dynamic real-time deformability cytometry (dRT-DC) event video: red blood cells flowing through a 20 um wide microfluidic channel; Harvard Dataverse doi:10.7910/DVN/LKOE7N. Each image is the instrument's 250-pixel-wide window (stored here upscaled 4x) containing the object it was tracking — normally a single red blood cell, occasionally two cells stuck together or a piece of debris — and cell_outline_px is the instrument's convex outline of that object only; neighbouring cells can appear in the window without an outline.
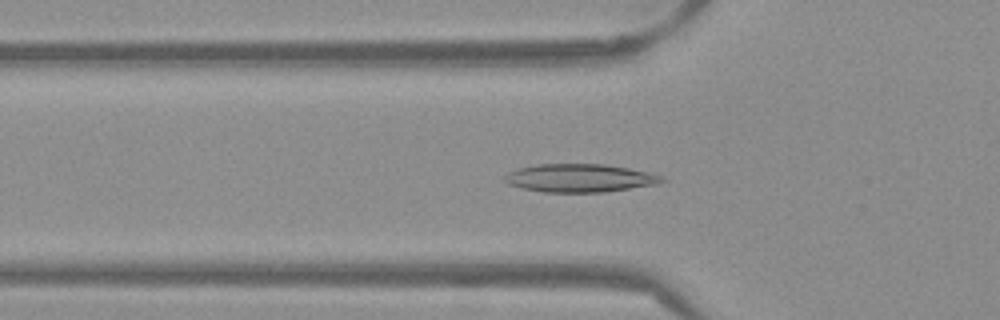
{"species": "Egyptian fruit bat (a non-hibernating species)", "species_latin": "Rousettus aegyptiacus", "temperature_condition": "warm", "stored_images_in_passage": 52, "camera_frame_rate_fps": 3000, "um_per_image_px": 0.085, "frame": {"image": 1, "passage_image": 17, "time_ms": 5.333, "image_size_px": [1000, 320], "cell_outline_px": [[668, 180], [660, 184], [604, 192], [544, 192], [520, 188], [508, 184], [504, 180], [504, 176], [508, 172], [516, 168], [536, 164], [604, 164], [628, 168], [648, 172], [664, 176]], "centroid_in_image_um": [49.3, 15.13], "position_along_channel_um": 76.5, "area_um2": 26.13}}
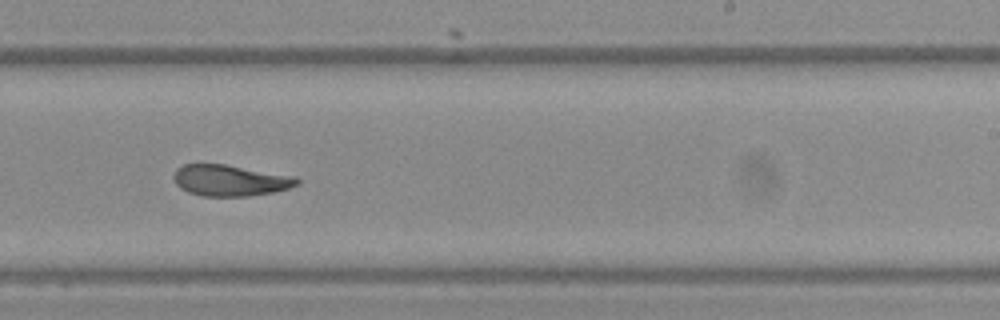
{"frame": {"image": 2, "passage_image": 32, "time_ms": 10.333, "image_size_px": [1000, 320], "cell_outline_px": [[300, 184], [288, 188], [272, 192], [248, 196], [204, 196], [188, 192], [180, 188], [176, 184], [172, 176], [176, 168], [184, 164], [224, 164], [296, 176], [300, 180]], "centroid_in_image_um": [19.55, 15.33], "position_along_channel_um": 269.4, "area_um2": 22.48}}
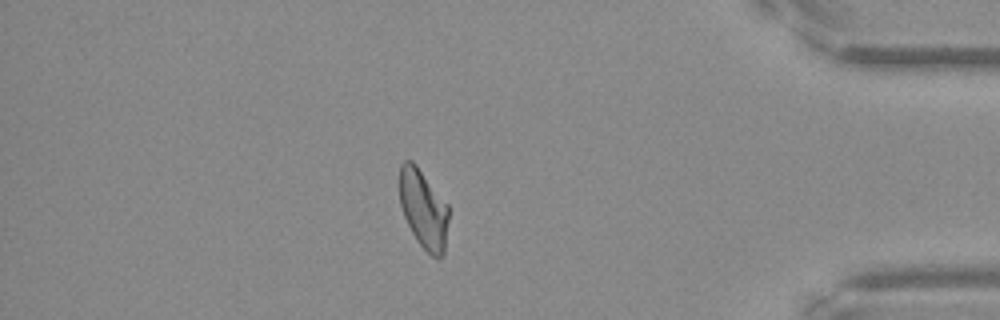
{"frame": {"image": 3, "passage_image": 45, "time_ms": 14.667, "image_size_px": [1000, 320], "cell_outline_px": [[448, 220], [444, 252], [436, 260], [416, 240], [404, 216], [400, 204], [400, 164], [404, 160], [412, 160], [416, 164], [448, 204]], "centroid_in_image_um": [35.99, 17.75], "position_along_channel_um": 399.2, "area_um2": 22.43}, "authors_computed_cell_mechanics": {"area_um2": 23.409, "velocity_mm_per_s": 3.8508, "shape_relaxation_time_tau1_ms": null, "shape_relaxation_time_tau2_ms": 6.1482, "deformation_change_tau1": null, "deformation_change_tau2": 0.1273}}